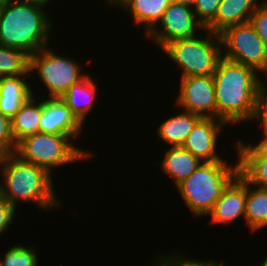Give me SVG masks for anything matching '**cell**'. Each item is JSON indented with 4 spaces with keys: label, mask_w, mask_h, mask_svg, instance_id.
Listing matches in <instances>:
<instances>
[{
    "label": "cell",
    "mask_w": 267,
    "mask_h": 266,
    "mask_svg": "<svg viewBox=\"0 0 267 266\" xmlns=\"http://www.w3.org/2000/svg\"><path fill=\"white\" fill-rule=\"evenodd\" d=\"M107 1V5H112V7L119 1V0H106Z\"/></svg>",
    "instance_id": "34"
},
{
    "label": "cell",
    "mask_w": 267,
    "mask_h": 266,
    "mask_svg": "<svg viewBox=\"0 0 267 266\" xmlns=\"http://www.w3.org/2000/svg\"><path fill=\"white\" fill-rule=\"evenodd\" d=\"M11 2H23V3H33V4H40V5H49L51 0H7Z\"/></svg>",
    "instance_id": "32"
},
{
    "label": "cell",
    "mask_w": 267,
    "mask_h": 266,
    "mask_svg": "<svg viewBox=\"0 0 267 266\" xmlns=\"http://www.w3.org/2000/svg\"><path fill=\"white\" fill-rule=\"evenodd\" d=\"M238 174V159L231 165L227 160L202 162L176 189L193 216H208L224 189Z\"/></svg>",
    "instance_id": "4"
},
{
    "label": "cell",
    "mask_w": 267,
    "mask_h": 266,
    "mask_svg": "<svg viewBox=\"0 0 267 266\" xmlns=\"http://www.w3.org/2000/svg\"><path fill=\"white\" fill-rule=\"evenodd\" d=\"M179 114L163 121L157 129L160 140L171 147H181L196 122L201 118L189 111L180 110Z\"/></svg>",
    "instance_id": "20"
},
{
    "label": "cell",
    "mask_w": 267,
    "mask_h": 266,
    "mask_svg": "<svg viewBox=\"0 0 267 266\" xmlns=\"http://www.w3.org/2000/svg\"><path fill=\"white\" fill-rule=\"evenodd\" d=\"M160 162L161 171L174 181L175 187L187 179L202 163L182 147H169Z\"/></svg>",
    "instance_id": "18"
},
{
    "label": "cell",
    "mask_w": 267,
    "mask_h": 266,
    "mask_svg": "<svg viewBox=\"0 0 267 266\" xmlns=\"http://www.w3.org/2000/svg\"><path fill=\"white\" fill-rule=\"evenodd\" d=\"M33 93L11 118V129L15 142L40 132L39 122L42 113V100ZM38 100V101H37Z\"/></svg>",
    "instance_id": "19"
},
{
    "label": "cell",
    "mask_w": 267,
    "mask_h": 266,
    "mask_svg": "<svg viewBox=\"0 0 267 266\" xmlns=\"http://www.w3.org/2000/svg\"><path fill=\"white\" fill-rule=\"evenodd\" d=\"M42 98L40 132L53 135H69L73 139L80 138L79 135L83 132L84 125L65 102L61 98H45L44 96Z\"/></svg>",
    "instance_id": "12"
},
{
    "label": "cell",
    "mask_w": 267,
    "mask_h": 266,
    "mask_svg": "<svg viewBox=\"0 0 267 266\" xmlns=\"http://www.w3.org/2000/svg\"><path fill=\"white\" fill-rule=\"evenodd\" d=\"M221 0H196L193 11L204 28L216 17Z\"/></svg>",
    "instance_id": "27"
},
{
    "label": "cell",
    "mask_w": 267,
    "mask_h": 266,
    "mask_svg": "<svg viewBox=\"0 0 267 266\" xmlns=\"http://www.w3.org/2000/svg\"><path fill=\"white\" fill-rule=\"evenodd\" d=\"M0 172L3 178L0 194L16 210L20 201L34 203L42 210L60 207L52 181L53 175L43 167L25 162L15 154H8L1 157Z\"/></svg>",
    "instance_id": "3"
},
{
    "label": "cell",
    "mask_w": 267,
    "mask_h": 266,
    "mask_svg": "<svg viewBox=\"0 0 267 266\" xmlns=\"http://www.w3.org/2000/svg\"><path fill=\"white\" fill-rule=\"evenodd\" d=\"M259 0H221L216 17L205 27L220 34L226 28L249 22L251 15L263 2Z\"/></svg>",
    "instance_id": "14"
},
{
    "label": "cell",
    "mask_w": 267,
    "mask_h": 266,
    "mask_svg": "<svg viewBox=\"0 0 267 266\" xmlns=\"http://www.w3.org/2000/svg\"><path fill=\"white\" fill-rule=\"evenodd\" d=\"M71 140L74 139L69 135L38 132L20 140L14 154L25 162L43 167L52 175L57 167L92 158L93 151L81 149Z\"/></svg>",
    "instance_id": "5"
},
{
    "label": "cell",
    "mask_w": 267,
    "mask_h": 266,
    "mask_svg": "<svg viewBox=\"0 0 267 266\" xmlns=\"http://www.w3.org/2000/svg\"><path fill=\"white\" fill-rule=\"evenodd\" d=\"M172 254V255H171ZM171 254H164L162 256V254L160 255V257H156L155 259V264L153 263L152 266H224L225 263L224 262H218L217 259H210L209 261L206 260L204 261L201 259H196L194 257L193 258H189L187 256H184L182 252H180L178 250V252L171 253ZM216 260V261H215Z\"/></svg>",
    "instance_id": "25"
},
{
    "label": "cell",
    "mask_w": 267,
    "mask_h": 266,
    "mask_svg": "<svg viewBox=\"0 0 267 266\" xmlns=\"http://www.w3.org/2000/svg\"><path fill=\"white\" fill-rule=\"evenodd\" d=\"M46 5L0 0V45L31 56L49 45L54 22Z\"/></svg>",
    "instance_id": "2"
},
{
    "label": "cell",
    "mask_w": 267,
    "mask_h": 266,
    "mask_svg": "<svg viewBox=\"0 0 267 266\" xmlns=\"http://www.w3.org/2000/svg\"><path fill=\"white\" fill-rule=\"evenodd\" d=\"M264 137L260 139L258 144H247L242 140H237L234 144L238 157H266L267 158V132L262 131Z\"/></svg>",
    "instance_id": "29"
},
{
    "label": "cell",
    "mask_w": 267,
    "mask_h": 266,
    "mask_svg": "<svg viewBox=\"0 0 267 266\" xmlns=\"http://www.w3.org/2000/svg\"><path fill=\"white\" fill-rule=\"evenodd\" d=\"M26 76L0 77V113L10 119L21 108L23 103L33 95L31 83Z\"/></svg>",
    "instance_id": "17"
},
{
    "label": "cell",
    "mask_w": 267,
    "mask_h": 266,
    "mask_svg": "<svg viewBox=\"0 0 267 266\" xmlns=\"http://www.w3.org/2000/svg\"><path fill=\"white\" fill-rule=\"evenodd\" d=\"M176 105L202 118L217 119L213 75L181 77Z\"/></svg>",
    "instance_id": "10"
},
{
    "label": "cell",
    "mask_w": 267,
    "mask_h": 266,
    "mask_svg": "<svg viewBox=\"0 0 267 266\" xmlns=\"http://www.w3.org/2000/svg\"><path fill=\"white\" fill-rule=\"evenodd\" d=\"M239 175L249 184L267 189V158L238 157Z\"/></svg>",
    "instance_id": "23"
},
{
    "label": "cell",
    "mask_w": 267,
    "mask_h": 266,
    "mask_svg": "<svg viewBox=\"0 0 267 266\" xmlns=\"http://www.w3.org/2000/svg\"><path fill=\"white\" fill-rule=\"evenodd\" d=\"M172 0H119L114 6L122 8L133 19L134 25L143 26L147 36L161 21ZM119 6V7H118Z\"/></svg>",
    "instance_id": "15"
},
{
    "label": "cell",
    "mask_w": 267,
    "mask_h": 266,
    "mask_svg": "<svg viewBox=\"0 0 267 266\" xmlns=\"http://www.w3.org/2000/svg\"><path fill=\"white\" fill-rule=\"evenodd\" d=\"M17 143L12 134L11 119L0 113V153L2 155L14 154Z\"/></svg>",
    "instance_id": "28"
},
{
    "label": "cell",
    "mask_w": 267,
    "mask_h": 266,
    "mask_svg": "<svg viewBox=\"0 0 267 266\" xmlns=\"http://www.w3.org/2000/svg\"><path fill=\"white\" fill-rule=\"evenodd\" d=\"M202 32L206 33V37L196 35L177 39L162 49L169 60L179 67L181 77L213 75L223 58L220 35L206 28Z\"/></svg>",
    "instance_id": "6"
},
{
    "label": "cell",
    "mask_w": 267,
    "mask_h": 266,
    "mask_svg": "<svg viewBox=\"0 0 267 266\" xmlns=\"http://www.w3.org/2000/svg\"><path fill=\"white\" fill-rule=\"evenodd\" d=\"M249 23L253 26L267 49V0H263L256 8L250 17Z\"/></svg>",
    "instance_id": "30"
},
{
    "label": "cell",
    "mask_w": 267,
    "mask_h": 266,
    "mask_svg": "<svg viewBox=\"0 0 267 266\" xmlns=\"http://www.w3.org/2000/svg\"><path fill=\"white\" fill-rule=\"evenodd\" d=\"M90 74L78 83L72 84L61 97L77 119L84 125L86 117L97 103L98 85Z\"/></svg>",
    "instance_id": "16"
},
{
    "label": "cell",
    "mask_w": 267,
    "mask_h": 266,
    "mask_svg": "<svg viewBox=\"0 0 267 266\" xmlns=\"http://www.w3.org/2000/svg\"><path fill=\"white\" fill-rule=\"evenodd\" d=\"M224 125L228 124L220 119L201 117L181 147L202 162L223 161L222 155L217 153L216 148L220 138L219 133Z\"/></svg>",
    "instance_id": "11"
},
{
    "label": "cell",
    "mask_w": 267,
    "mask_h": 266,
    "mask_svg": "<svg viewBox=\"0 0 267 266\" xmlns=\"http://www.w3.org/2000/svg\"><path fill=\"white\" fill-rule=\"evenodd\" d=\"M245 222L254 233L267 226V189L247 183Z\"/></svg>",
    "instance_id": "21"
},
{
    "label": "cell",
    "mask_w": 267,
    "mask_h": 266,
    "mask_svg": "<svg viewBox=\"0 0 267 266\" xmlns=\"http://www.w3.org/2000/svg\"><path fill=\"white\" fill-rule=\"evenodd\" d=\"M247 182L238 174L224 189L208 215L210 223L230 225L241 216L245 221Z\"/></svg>",
    "instance_id": "13"
},
{
    "label": "cell",
    "mask_w": 267,
    "mask_h": 266,
    "mask_svg": "<svg viewBox=\"0 0 267 266\" xmlns=\"http://www.w3.org/2000/svg\"><path fill=\"white\" fill-rule=\"evenodd\" d=\"M219 35L223 58L267 77V49L249 22L228 27Z\"/></svg>",
    "instance_id": "8"
},
{
    "label": "cell",
    "mask_w": 267,
    "mask_h": 266,
    "mask_svg": "<svg viewBox=\"0 0 267 266\" xmlns=\"http://www.w3.org/2000/svg\"><path fill=\"white\" fill-rule=\"evenodd\" d=\"M251 122L260 124L262 131L267 132V78L262 79L257 88L255 110Z\"/></svg>",
    "instance_id": "26"
},
{
    "label": "cell",
    "mask_w": 267,
    "mask_h": 266,
    "mask_svg": "<svg viewBox=\"0 0 267 266\" xmlns=\"http://www.w3.org/2000/svg\"><path fill=\"white\" fill-rule=\"evenodd\" d=\"M257 266H267V256L264 258L262 262H260Z\"/></svg>",
    "instance_id": "35"
},
{
    "label": "cell",
    "mask_w": 267,
    "mask_h": 266,
    "mask_svg": "<svg viewBox=\"0 0 267 266\" xmlns=\"http://www.w3.org/2000/svg\"><path fill=\"white\" fill-rule=\"evenodd\" d=\"M49 47L51 45L29 56V74L37 73L49 91L48 98H61L72 84L81 81L88 73L81 71L83 66L78 61L58 55Z\"/></svg>",
    "instance_id": "7"
},
{
    "label": "cell",
    "mask_w": 267,
    "mask_h": 266,
    "mask_svg": "<svg viewBox=\"0 0 267 266\" xmlns=\"http://www.w3.org/2000/svg\"><path fill=\"white\" fill-rule=\"evenodd\" d=\"M260 76L246 65L222 58L213 74L217 119L229 125L250 122Z\"/></svg>",
    "instance_id": "1"
},
{
    "label": "cell",
    "mask_w": 267,
    "mask_h": 266,
    "mask_svg": "<svg viewBox=\"0 0 267 266\" xmlns=\"http://www.w3.org/2000/svg\"><path fill=\"white\" fill-rule=\"evenodd\" d=\"M172 1L174 3L186 5V6L193 8L196 0H172Z\"/></svg>",
    "instance_id": "33"
},
{
    "label": "cell",
    "mask_w": 267,
    "mask_h": 266,
    "mask_svg": "<svg viewBox=\"0 0 267 266\" xmlns=\"http://www.w3.org/2000/svg\"><path fill=\"white\" fill-rule=\"evenodd\" d=\"M198 29L201 32L205 28L196 19L193 8L172 2L164 11L161 21L146 37L162 50L174 40L199 35Z\"/></svg>",
    "instance_id": "9"
},
{
    "label": "cell",
    "mask_w": 267,
    "mask_h": 266,
    "mask_svg": "<svg viewBox=\"0 0 267 266\" xmlns=\"http://www.w3.org/2000/svg\"><path fill=\"white\" fill-rule=\"evenodd\" d=\"M17 210L0 194V237L9 229Z\"/></svg>",
    "instance_id": "31"
},
{
    "label": "cell",
    "mask_w": 267,
    "mask_h": 266,
    "mask_svg": "<svg viewBox=\"0 0 267 266\" xmlns=\"http://www.w3.org/2000/svg\"><path fill=\"white\" fill-rule=\"evenodd\" d=\"M36 248L22 243L13 245L3 255L0 266H38Z\"/></svg>",
    "instance_id": "24"
},
{
    "label": "cell",
    "mask_w": 267,
    "mask_h": 266,
    "mask_svg": "<svg viewBox=\"0 0 267 266\" xmlns=\"http://www.w3.org/2000/svg\"><path fill=\"white\" fill-rule=\"evenodd\" d=\"M29 74V55L25 52L0 45V77Z\"/></svg>",
    "instance_id": "22"
}]
</instances>
